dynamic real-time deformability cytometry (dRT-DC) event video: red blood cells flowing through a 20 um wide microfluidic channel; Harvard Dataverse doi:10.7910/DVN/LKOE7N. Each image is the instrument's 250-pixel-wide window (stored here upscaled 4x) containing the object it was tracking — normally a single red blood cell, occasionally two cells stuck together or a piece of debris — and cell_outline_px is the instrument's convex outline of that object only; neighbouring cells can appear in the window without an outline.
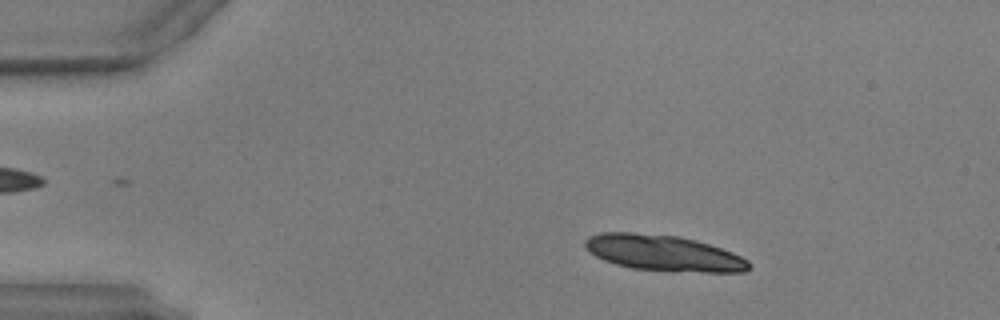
{"species": "common noctule bat (a hibernating species)", "species_latin": "Nyctalus noctula", "temperature_condition": "warm", "stored_images_in_passage": 44, "camera_frame_rate_fps": 3000, "um_per_image_px": 0.085, "animal": {"sex": "male", "body_mass_g": 17.9, "forearm_length_mm": 54.2}, "frame": {"image": 1, "passage_image": 7, "time_ms": 2.0, "image_size_px": [1000, 320], "cell_outline_px": [[752, 268], [744, 272], [672, 272], [632, 268], [616, 264], [604, 260], [596, 256], [584, 244], [584, 240], [588, 236], [600, 232], [632, 232], [676, 236], [696, 240], [732, 252], [748, 260], [752, 264]], "centroid_in_image_um": [56.43, 21.52], "position_along_channel_um": 28.6, "area_um2": 34.45}, "authors_computed_cell_mechanics": {"area_um2": 19.5364, "velocity_mm_per_s": 3.9358, "shape_relaxation_time_tau1_ms": 3.9428, "shape_relaxation_time_tau2_ms": 2.5652, "deformation_change_tau1": 0.1099, "deformation_change_tau2": 0.0919}}